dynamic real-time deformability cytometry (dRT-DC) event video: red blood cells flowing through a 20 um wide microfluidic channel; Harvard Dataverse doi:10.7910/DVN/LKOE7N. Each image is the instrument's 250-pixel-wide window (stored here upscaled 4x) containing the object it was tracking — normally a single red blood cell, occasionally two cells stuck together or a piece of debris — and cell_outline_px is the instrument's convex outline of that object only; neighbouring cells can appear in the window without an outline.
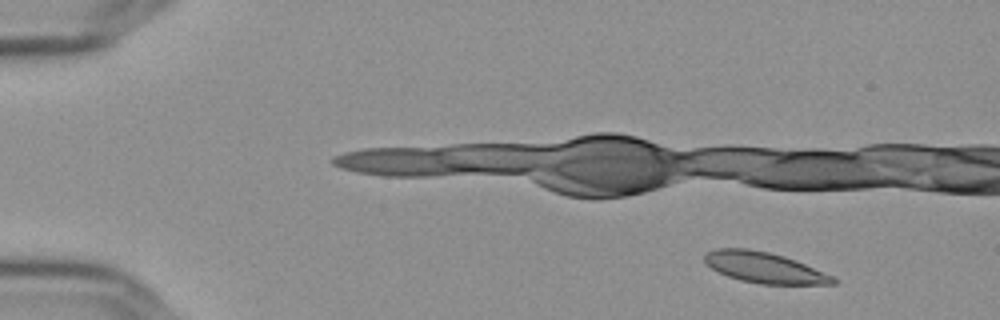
{"species": "Egyptian fruit bat (a non-hibernating species)", "species_latin": "Rousettus aegyptiacus", "temperature_condition": "cold", "stored_images_in_passage": 18, "camera_frame_rate_fps": 3000, "um_per_image_px": 0.085, "frame": {"image": 1, "passage_image": 1, "time_ms": 0.0, "image_size_px": [1000, 320], "cell_outline_px": [[840, 280], [836, 284], [760, 284], [740, 280], [728, 276], [712, 268], [704, 260], [704, 252], [716, 248], [748, 248], [768, 252], [784, 256], [804, 264], [832, 276]], "centroid_in_image_um": [64.95, 22.74], "position_along_channel_um": 20.0, "area_um2": 22.89}}
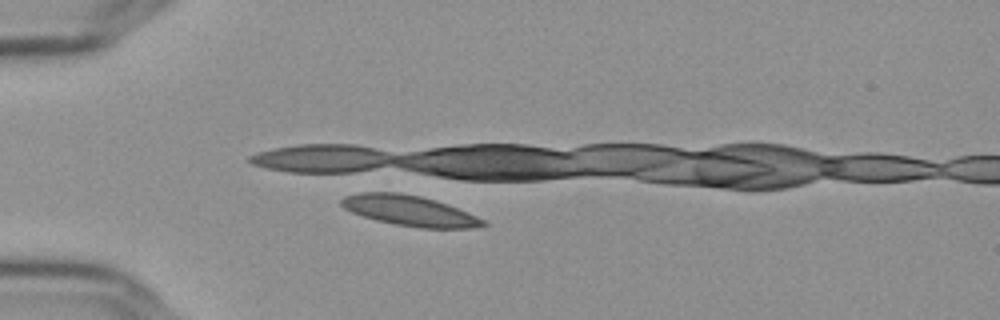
{"frame": {"image": 2, "passage_image": 11, "time_ms": 3.333, "image_size_px": [1000, 320], "cell_outline_px": [[488, 224], [472, 228], [420, 228], [396, 224], [376, 220], [352, 212], [344, 208], [340, 204], [340, 200], [344, 196], [360, 192], [400, 192], [420, 196], [436, 200], [448, 204], [484, 220]], "centroid_in_image_um": [34.79, 17.9], "position_along_channel_um": 50.2, "area_um2": 24.97}}